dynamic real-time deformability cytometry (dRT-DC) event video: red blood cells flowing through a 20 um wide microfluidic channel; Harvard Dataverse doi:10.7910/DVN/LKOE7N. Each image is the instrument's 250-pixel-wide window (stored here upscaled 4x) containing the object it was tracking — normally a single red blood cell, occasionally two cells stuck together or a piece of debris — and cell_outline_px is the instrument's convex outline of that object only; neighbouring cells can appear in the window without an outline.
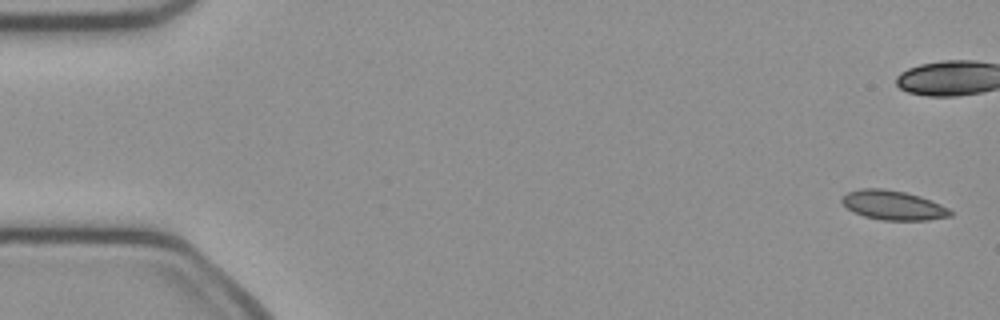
{"species": "common noctule bat (a hibernating species)", "species_latin": "Nyctalus noctula", "temperature_condition": "cold", "stored_images_in_passage": 51, "camera_frame_rate_fps": 3000, "um_per_image_px": 0.085, "animal": {"sex": "female", "body_mass_g": 21.9}, "frame": {"image": 1, "passage_image": 1, "time_ms": 0.0, "image_size_px": [1000, 320], "cell_outline_px": [[952, 216], [928, 220], [880, 220], [864, 216], [852, 212], [840, 200], [840, 196], [848, 192], [860, 188], [880, 188], [904, 192], [920, 196], [940, 204], [948, 208], [952, 212]], "centroid_in_image_um": [75.89, 17.44], "position_along_channel_um": 9.1, "area_um2": 18.61}}
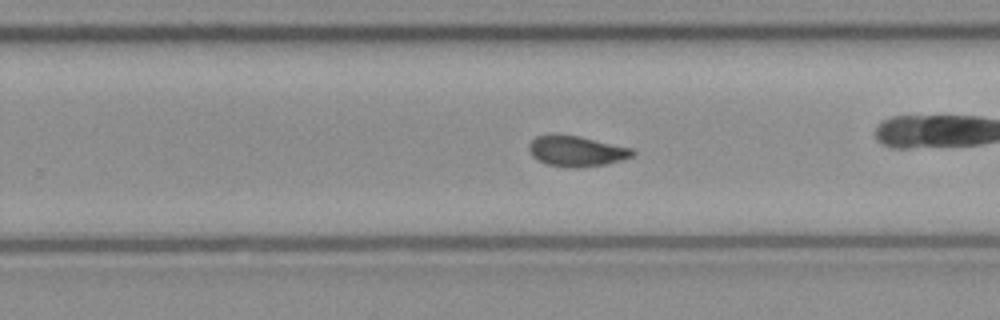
{"frame": {"image": 2, "passage_image": 31, "time_ms": 10.0, "image_size_px": [1000, 320], "cell_outline_px": [[636, 152], [632, 156], [624, 160], [604, 164], [580, 168], [572, 168], [548, 164], [532, 156], [528, 148], [528, 144], [536, 136], [548, 132], [556, 132], [580, 136], [632, 148]], "centroid_in_image_um": [48.97, 12.81], "position_along_channel_um": 280.8, "area_um2": 18.9}}
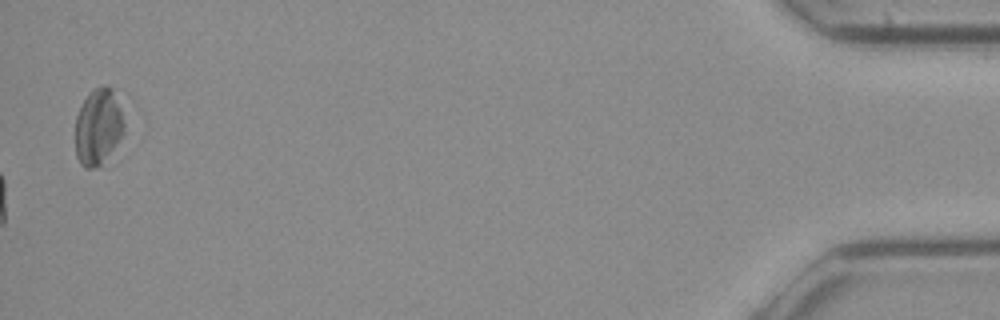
{"frame": {"image": 3, "passage_image": 51, "time_ms": 16.667, "image_size_px": [1000, 320], "cell_outline_px": [[132, 116], [120, 160], [116, 164], [108, 168], [84, 168], [80, 164], [76, 156], [76, 116], [88, 92], [92, 88], [104, 84], [128, 92]], "centroid_in_image_um": [8.72, 10.79], "position_along_channel_um": 426.5, "area_um2": 27.46}, "authors_computed_cell_mechanics": {"area_um2": 18.207, "velocity_mm_per_s": 4.0808, "shape_relaxation_time_tau1_ms": null, "shape_relaxation_time_tau2_ms": 1.7473, "deformation_change_tau1": null, "deformation_change_tau2": 0.0375}}